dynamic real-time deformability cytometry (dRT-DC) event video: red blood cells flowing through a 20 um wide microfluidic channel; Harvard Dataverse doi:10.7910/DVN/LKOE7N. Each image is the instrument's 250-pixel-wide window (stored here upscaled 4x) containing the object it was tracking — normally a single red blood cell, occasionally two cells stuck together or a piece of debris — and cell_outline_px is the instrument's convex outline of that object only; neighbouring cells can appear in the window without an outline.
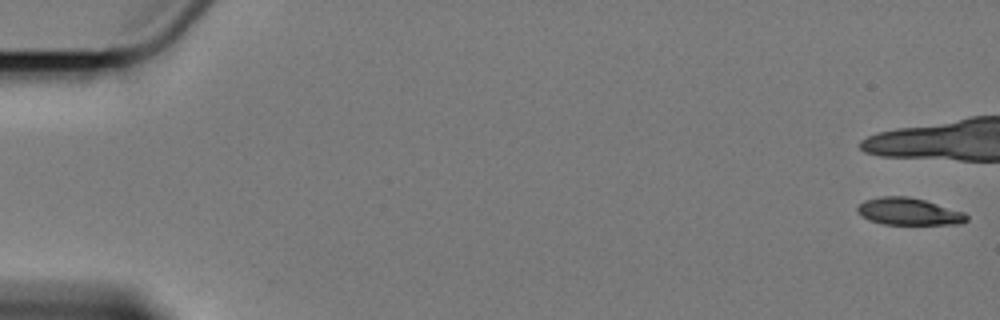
{"species": "Egyptian fruit bat (a non-hibernating species)", "species_latin": "Rousettus aegyptiacus", "temperature_condition": "cold", "stored_images_in_passage": 7, "segment_of_instrument_passage": [1, 3], "camera_frame_rate_fps": 3000, "um_per_image_px": 0.085, "animal": {"sex": "female"}, "frame": {"image": 1, "passage_image": 1, "time_ms": 0.0, "image_size_px": [1000, 320], "cell_outline_px": [[968, 220], [960, 224], [884, 224], [868, 220], [856, 212], [856, 208], [864, 200], [880, 196], [908, 196], [924, 200], [964, 212], [968, 216]], "centroid_in_image_um": [77.22, 17.98], "position_along_channel_um": 7.8, "area_um2": 17.28}}